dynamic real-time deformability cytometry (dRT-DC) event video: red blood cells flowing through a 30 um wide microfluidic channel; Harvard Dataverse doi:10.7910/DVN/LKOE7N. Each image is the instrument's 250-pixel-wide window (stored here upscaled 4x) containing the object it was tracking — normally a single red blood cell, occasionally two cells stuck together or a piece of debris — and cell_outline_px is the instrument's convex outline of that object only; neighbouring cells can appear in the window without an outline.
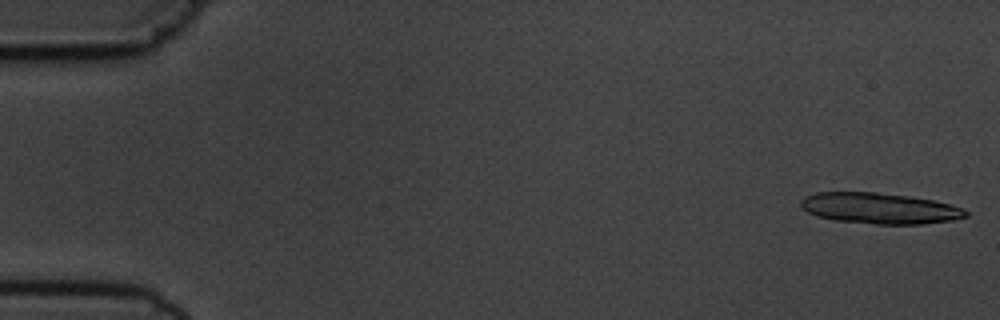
{"species": "common noctule bat (a hibernating species)", "species_latin": "Nyctalus noctula", "temperature_condition": "cold", "stored_images_in_passage": 9, "camera_frame_rate_fps": 3000, "um_per_image_px": 0.085, "animal": {"sex": "male", "body_mass_g": 19.5, "forearm_length_mm": 54.6}, "frame": {"image": 1, "passage_image": 1, "time_ms": 0.0, "image_size_px": [1000, 320], "cell_outline_px": [[968, 216], [952, 220], [924, 224], [876, 224], [836, 220], [816, 216], [800, 208], [800, 200], [804, 196], [816, 192], [876, 192], [908, 196], [932, 200], [952, 204], [964, 208], [968, 212]], "centroid_in_image_um": [74.76, 17.7], "position_along_channel_um": 10.2, "area_um2": 29.88}}
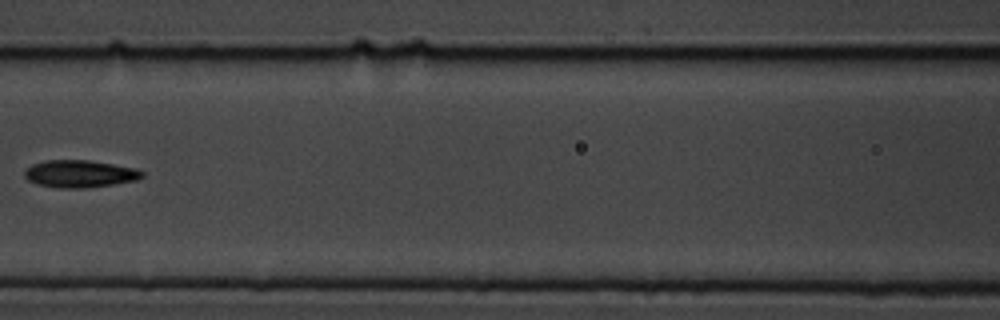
{"frame": {"image": 2, "passage_image": 8, "time_ms": 8.0, "image_size_px": [1000, 320], "cell_outline_px": [[144, 176], [136, 180], [112, 184], [84, 188], [56, 188], [36, 184], [28, 180], [24, 176], [24, 172], [32, 164], [44, 160], [88, 160], [136, 168], [144, 172]], "centroid_in_image_um": [6.76, 14.77], "position_along_channel_um": 159.8, "area_um2": 18.73}}
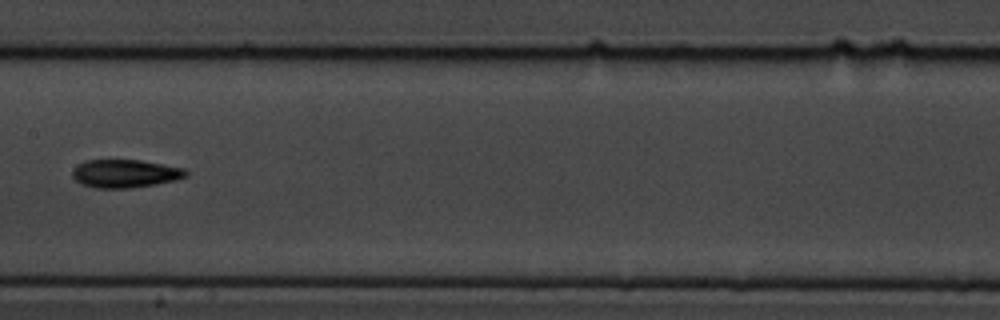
{"frame": {"image": 3, "passage_image": 9, "time_ms": 9.0, "image_size_px": [1000, 320], "cell_outline_px": [[188, 176], [176, 180], [156, 184], [132, 188], [96, 188], [80, 184], [72, 176], [72, 168], [84, 160], [140, 160], [184, 168], [188, 172]], "centroid_in_image_um": [10.62, 14.75], "position_along_channel_um": 196.8, "area_um2": 18.79}}